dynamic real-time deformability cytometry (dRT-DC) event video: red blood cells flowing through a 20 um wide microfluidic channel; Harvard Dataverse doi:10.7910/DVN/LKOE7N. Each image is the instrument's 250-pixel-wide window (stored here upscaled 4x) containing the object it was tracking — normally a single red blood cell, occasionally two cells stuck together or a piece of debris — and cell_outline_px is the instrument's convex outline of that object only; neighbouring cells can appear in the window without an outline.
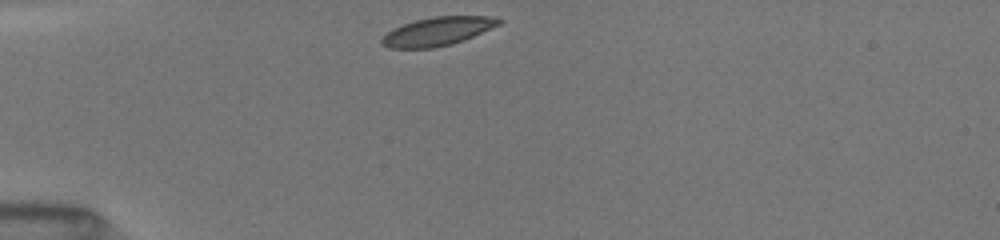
{"species": "common noctule bat (a hibernating species)", "species_latin": "Nyctalus noctula", "temperature_condition": "room temperature", "stored_images_in_passage": 16, "camera_frame_rate_fps": 3000, "um_per_image_px": 0.085, "animal": {"sex": "female", "body_mass_g": 19.5, "forearm_length_mm": 54.1}, "frame": {"image": 1, "passage_image": 1, "time_ms": 0.0, "image_size_px": [1000, 240], "cell_outline_px": [[504, 20], [500, 24], [464, 40], [452, 44], [432, 48], [388, 48], [380, 44], [380, 40], [392, 28], [416, 20], [432, 16], [488, 16]], "centroid_in_image_um": [37.17, 2.67], "position_along_channel_um": 47.8, "area_um2": 19.42}}
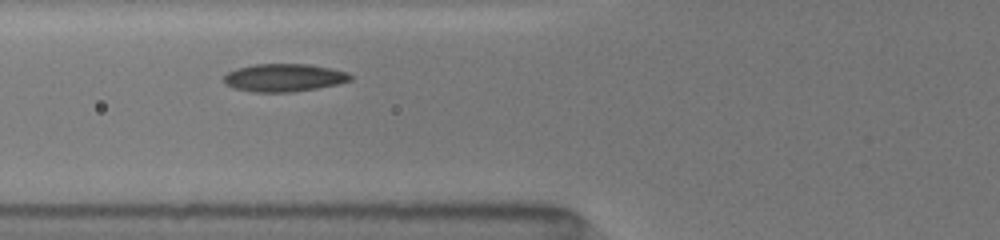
{"frame": {"image": 2, "passage_image": 10, "time_ms": 2.0, "image_size_px": [1000, 240], "cell_outline_px": [[352, 80], [340, 84], [292, 92], [252, 92], [236, 88], [228, 84], [224, 80], [224, 76], [228, 72], [236, 68], [252, 64], [308, 64], [348, 72], [352, 76]], "centroid_in_image_um": [24.16, 6.6], "position_along_channel_um": 101.6, "area_um2": 20.46}}
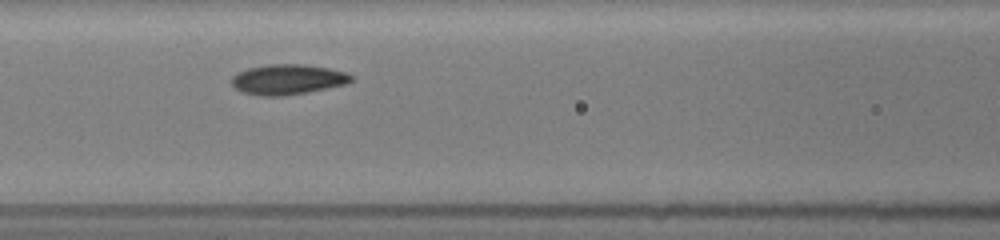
{"frame": {"image": 3, "passage_image": 14, "time_ms": 3.0, "image_size_px": [1000, 240], "cell_outline_px": [[352, 80], [348, 84], [308, 92], [284, 96], [260, 96], [240, 92], [232, 84], [232, 76], [248, 68], [268, 64], [304, 64], [328, 68], [344, 72], [352, 76]], "centroid_in_image_um": [24.45, 6.76], "position_along_channel_um": 142.1, "area_um2": 21.1}}